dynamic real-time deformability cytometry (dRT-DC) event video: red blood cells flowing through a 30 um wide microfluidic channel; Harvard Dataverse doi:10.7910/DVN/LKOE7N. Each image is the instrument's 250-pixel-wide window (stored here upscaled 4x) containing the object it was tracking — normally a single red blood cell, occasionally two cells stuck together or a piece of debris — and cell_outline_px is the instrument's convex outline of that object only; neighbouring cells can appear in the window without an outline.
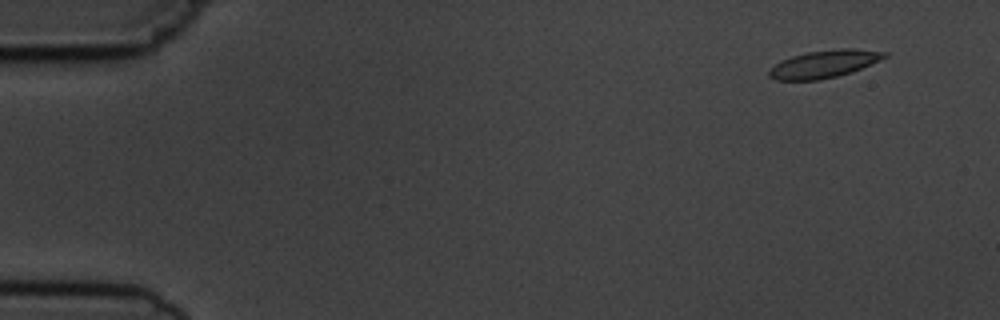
{"species": "common noctule bat (a hibernating species)", "species_latin": "Nyctalus noctula", "temperature_condition": "cold", "stored_images_in_passage": 6, "camera_frame_rate_fps": 3000, "um_per_image_px": 0.085, "animal": {"sex": "male", "body_mass_g": 19.5, "forearm_length_mm": 54.6}, "frame": {"image": 1, "passage_image": 2, "time_ms": 1.333, "image_size_px": [1000, 320], "cell_outline_px": [[888, 56], [880, 60], [852, 72], [820, 80], [776, 80], [768, 76], [768, 72], [780, 60], [792, 56], [808, 52], [840, 48], [852, 48], [888, 52]], "centroid_in_image_um": [70.06, 5.43], "position_along_channel_um": 14.9, "area_um2": 18.5}}
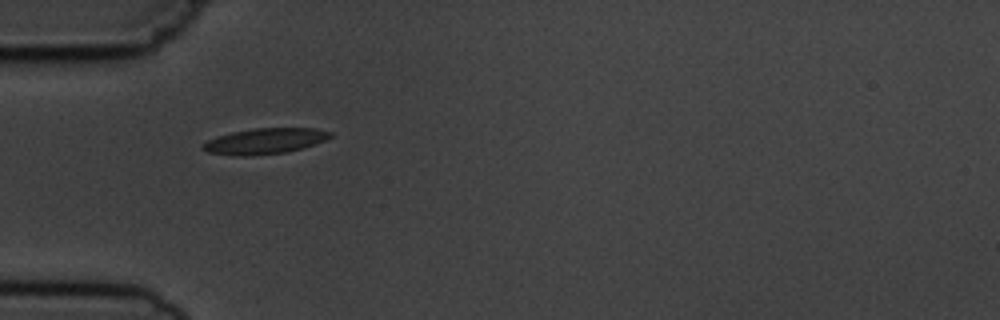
{"frame": {"image": 2, "passage_image": 5, "time_ms": 5.667, "image_size_px": [1000, 320], "cell_outline_px": [[332, 136], [324, 140], [288, 152], [252, 156], [232, 156], [208, 152], [200, 148], [200, 144], [216, 136], [232, 132], [252, 128], [316, 128], [332, 132]], "centroid_in_image_um": [22.44, 12.0], "position_along_channel_um": 62.6, "area_um2": 19.25}}
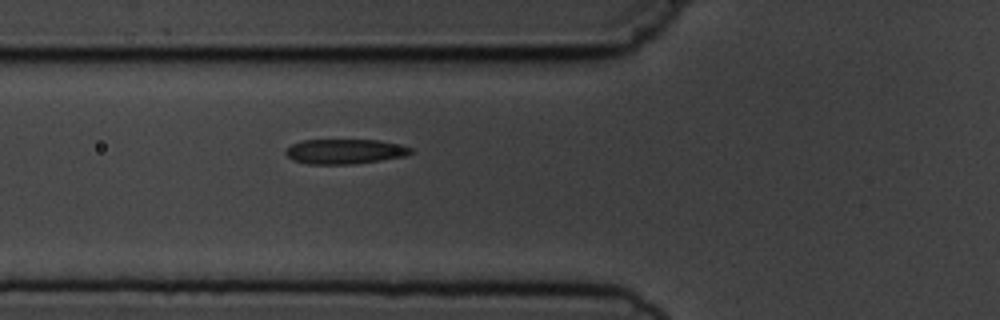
{"frame": {"image": 3, "passage_image": 6, "time_ms": 6.667, "image_size_px": [1000, 320], "cell_outline_px": [[412, 152], [404, 156], [380, 160], [352, 164], [308, 164], [292, 160], [284, 152], [292, 144], [300, 140], [380, 140], [412, 148]], "centroid_in_image_um": [29.27, 12.87], "position_along_channel_um": 96.5, "area_um2": 17.98}}